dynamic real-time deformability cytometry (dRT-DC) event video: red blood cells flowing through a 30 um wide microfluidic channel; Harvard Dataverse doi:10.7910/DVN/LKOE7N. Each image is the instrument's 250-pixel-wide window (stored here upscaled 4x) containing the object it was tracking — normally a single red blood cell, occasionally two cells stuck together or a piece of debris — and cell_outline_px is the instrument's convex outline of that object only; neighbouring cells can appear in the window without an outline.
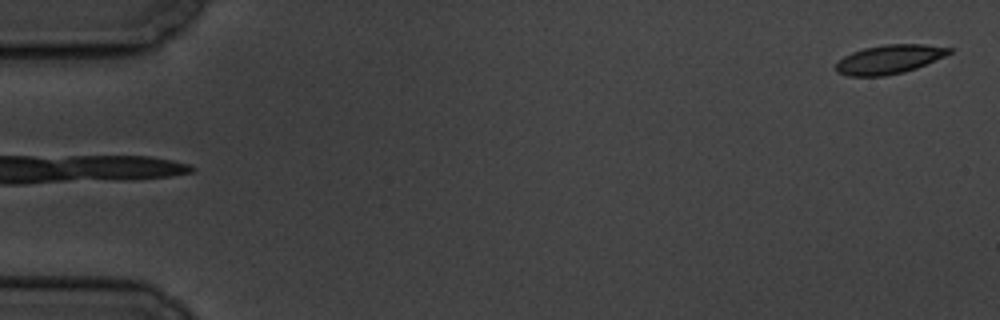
{"species": "common noctule bat (a hibernating species)", "species_latin": "Nyctalus noctula", "temperature_condition": "cold", "stored_images_in_passage": 5, "segment_of_instrument_passage": [2, 2], "camera_frame_rate_fps": 3000, "um_per_image_px": 0.085, "animal": {"sex": "male", "body_mass_g": 19.5, "forearm_length_mm": 54.6}, "frame": {"image": 1, "passage_image": 5, "time_ms": 4.667, "image_size_px": [1000, 320], "cell_outline_px": [[952, 52], [944, 56], [916, 68], [904, 72], [884, 76], [848, 76], [836, 72], [836, 64], [844, 56], [852, 52], [864, 48], [884, 44], [924, 44], [952, 48]], "centroid_in_image_um": [75.57, 5.04], "position_along_channel_um": 9.4, "area_um2": 19.02}}